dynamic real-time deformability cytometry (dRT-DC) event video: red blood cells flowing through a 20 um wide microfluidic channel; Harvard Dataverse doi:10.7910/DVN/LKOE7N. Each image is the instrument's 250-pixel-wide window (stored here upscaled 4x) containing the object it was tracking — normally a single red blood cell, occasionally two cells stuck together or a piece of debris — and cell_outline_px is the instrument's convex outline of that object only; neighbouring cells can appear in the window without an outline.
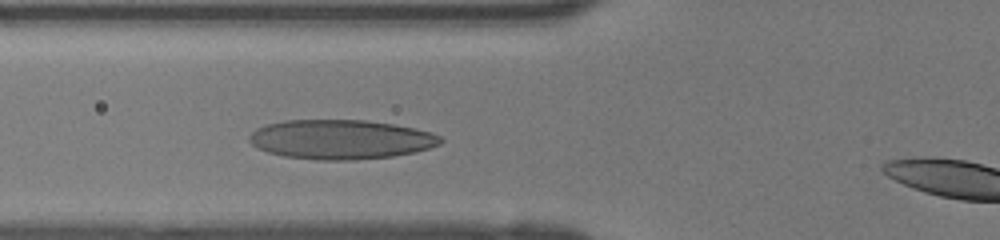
{"species": "human", "species_latin": "Homo sapiens", "temperature_condition": "room temperature", "stored_images_in_passage": 31, "camera_frame_rate_fps": 3000, "um_per_image_px": 0.085, "donor": {"sex": "female"}, "frame": {"image": 1, "passage_image": 9, "time_ms": 2.667, "image_size_px": [1000, 240], "cell_outline_px": [[444, 140], [440, 144], [416, 152], [392, 156], [352, 160], [320, 160], [284, 156], [268, 152], [256, 148], [248, 140], [248, 136], [256, 128], [268, 124], [284, 120], [364, 120], [392, 124], [416, 128], [432, 132], [440, 136]], "centroid_in_image_um": [28.96, 11.85], "position_along_channel_um": 96.8, "area_um2": 44.04}}
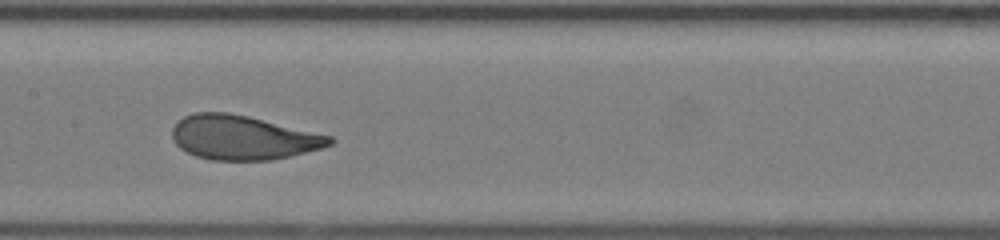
{"frame": {"image": 2, "passage_image": 15, "time_ms": 4.667, "image_size_px": [1000, 240], "cell_outline_px": [[336, 140], [332, 144], [320, 148], [292, 156], [272, 160], [212, 160], [196, 156], [180, 148], [172, 140], [172, 128], [176, 120], [192, 112], [228, 112], [248, 116], [332, 136]], "centroid_in_image_um": [20.62, 11.69], "position_along_channel_um": 186.8, "area_um2": 40.81}}
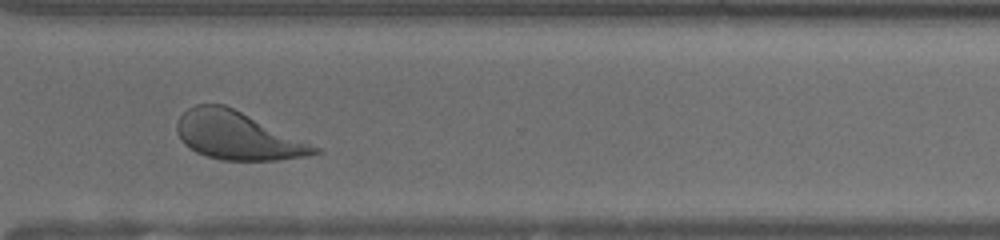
{"frame": {"image": 3, "passage_image": 26, "time_ms": 8.333, "image_size_px": [1000, 240], "cell_outline_px": [[324, 152], [308, 156], [280, 160], [220, 160], [196, 152], [188, 148], [180, 140], [176, 128], [176, 124], [180, 116], [188, 108], [196, 104], [224, 104], [320, 148]], "centroid_in_image_um": [20.16, 11.54], "position_along_channel_um": 350.4, "area_um2": 38.21}}